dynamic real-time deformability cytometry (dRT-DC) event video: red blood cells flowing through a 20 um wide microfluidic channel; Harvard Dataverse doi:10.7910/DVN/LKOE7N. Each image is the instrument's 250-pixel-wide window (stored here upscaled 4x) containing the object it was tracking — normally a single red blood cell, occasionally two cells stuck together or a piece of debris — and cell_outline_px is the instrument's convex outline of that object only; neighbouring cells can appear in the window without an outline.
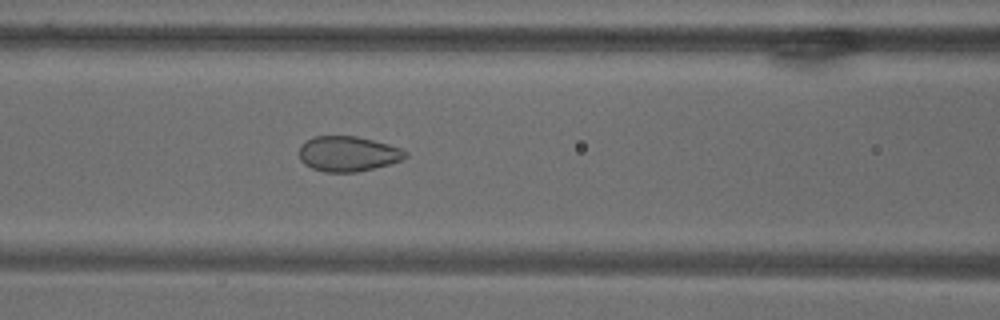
{"species": "common noctule bat (a hibernating species)", "species_latin": "Nyctalus noctula", "temperature_condition": "warm", "stored_images_in_passage": 72, "camera_frame_rate_fps": 3000, "um_per_image_px": 0.085, "animal": {"sex": "male", "body_mass_g": 18.8}, "frame": {"image": 1, "passage_image": 32, "time_ms": 10.333, "image_size_px": [1000, 320], "cell_outline_px": [[408, 156], [404, 160], [356, 172], [324, 172], [312, 168], [304, 164], [300, 160], [300, 144], [312, 136], [356, 136], [388, 144], [400, 148], [408, 152]], "centroid_in_image_um": [29.57, 13.07], "position_along_channel_um": 137.0, "area_um2": 21.85}}
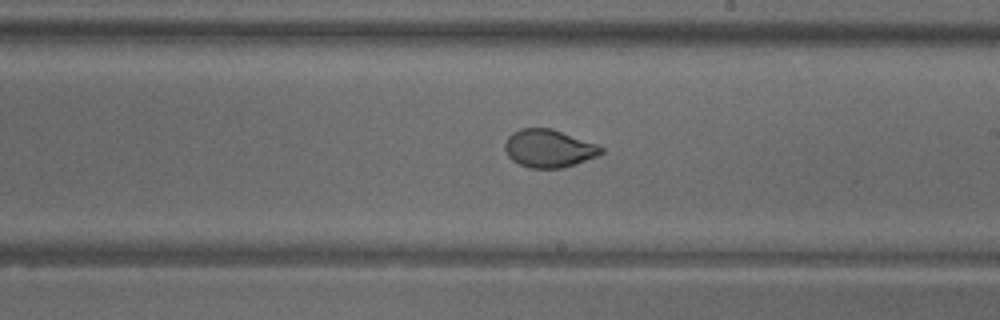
{"frame": {"image": 2, "passage_image": 43, "time_ms": 14.0, "image_size_px": [1000, 320], "cell_outline_px": [[604, 152], [596, 156], [576, 164], [560, 168], [528, 168], [512, 160], [508, 156], [504, 148], [504, 144], [508, 136], [512, 132], [520, 128], [552, 128], [596, 144], [604, 148]], "centroid_in_image_um": [46.62, 12.61], "position_along_channel_um": 242.4, "area_um2": 21.27}}
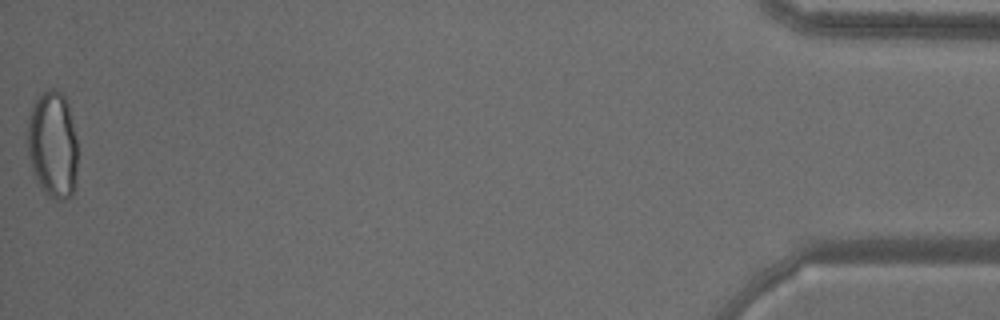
{"frame": {"image": 3, "passage_image": 72, "time_ms": 23.667, "image_size_px": [1000, 320], "cell_outline_px": [[76, 180], [72, 196], [64, 200], [56, 200], [48, 196], [40, 188], [32, 172], [24, 140], [24, 132], [28, 116], [36, 100], [48, 88], [52, 88], [60, 92], [64, 96], [68, 104], [76, 136]], "centroid_in_image_um": [4.43, 12.33], "position_along_channel_um": 430.8, "area_um2": 32.14}}